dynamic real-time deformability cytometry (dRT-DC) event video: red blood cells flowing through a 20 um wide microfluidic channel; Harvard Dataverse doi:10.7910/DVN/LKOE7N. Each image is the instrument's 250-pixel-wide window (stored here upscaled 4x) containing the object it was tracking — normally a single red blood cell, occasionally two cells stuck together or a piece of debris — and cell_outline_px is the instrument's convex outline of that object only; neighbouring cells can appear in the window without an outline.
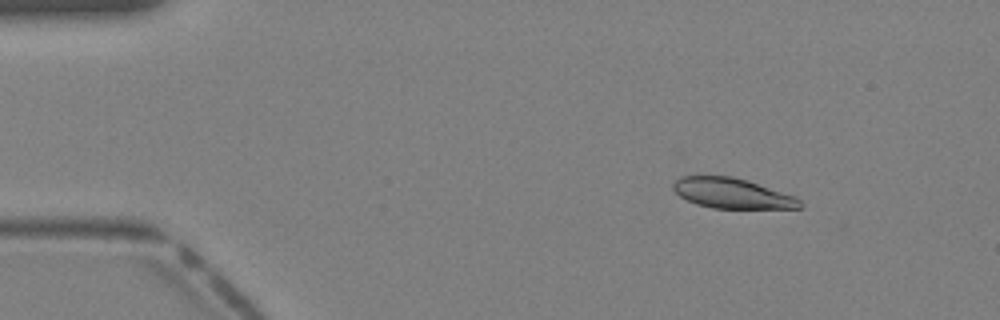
{"species": "Egyptian fruit bat (a non-hibernating species)", "species_latin": "Rousettus aegyptiacus", "temperature_condition": "warm", "stored_images_in_passage": 39, "camera_frame_rate_fps": 3000, "um_per_image_px": 0.085, "animal": {"sex": "female"}, "frame": {"image": 1, "passage_image": 5, "time_ms": 1.333, "image_size_px": [1000, 320], "cell_outline_px": [[804, 204], [800, 208], [712, 208], [696, 204], [680, 196], [672, 188], [672, 184], [680, 176], [732, 176], [796, 196]], "centroid_in_image_um": [62.23, 16.43], "position_along_channel_um": 22.8, "area_um2": 22.14}}
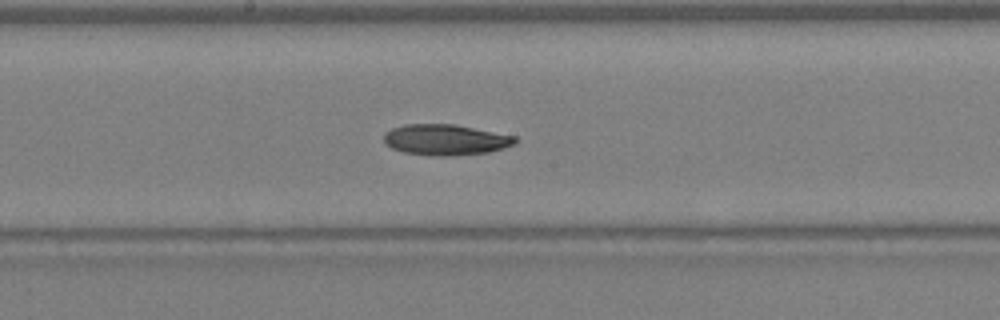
{"frame": {"image": 2, "passage_image": 21, "time_ms": 6.667, "image_size_px": [1000, 320], "cell_outline_px": [[516, 144], [504, 148], [488, 152], [456, 156], [440, 156], [404, 152], [392, 148], [384, 140], [384, 132], [392, 128], [404, 124], [456, 124], [516, 136]], "centroid_in_image_um": [37.9, 11.87], "position_along_channel_um": 210.3, "area_um2": 23.64}}
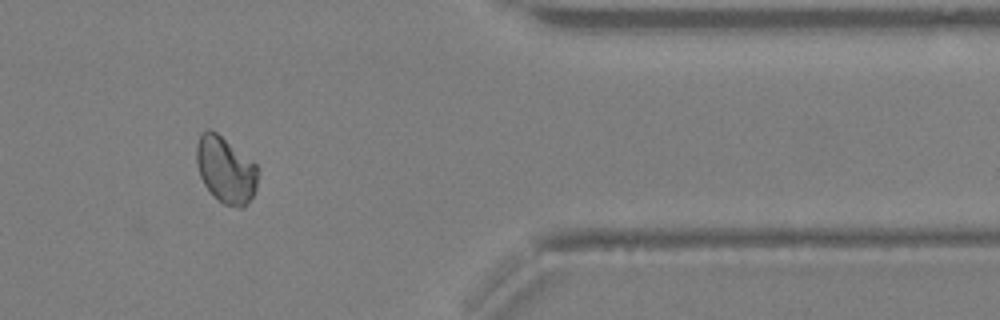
{"frame": {"image": 3, "passage_image": 33, "time_ms": 10.667, "image_size_px": [1000, 320], "cell_outline_px": [[256, 188], [252, 196], [244, 208], [240, 208], [224, 204], [204, 184], [200, 176], [196, 164], [196, 144], [200, 136], [208, 128], [216, 132], [256, 164]], "centroid_in_image_um": [19.16, 14.43], "position_along_channel_um": 392.2, "area_um2": 23.24}}